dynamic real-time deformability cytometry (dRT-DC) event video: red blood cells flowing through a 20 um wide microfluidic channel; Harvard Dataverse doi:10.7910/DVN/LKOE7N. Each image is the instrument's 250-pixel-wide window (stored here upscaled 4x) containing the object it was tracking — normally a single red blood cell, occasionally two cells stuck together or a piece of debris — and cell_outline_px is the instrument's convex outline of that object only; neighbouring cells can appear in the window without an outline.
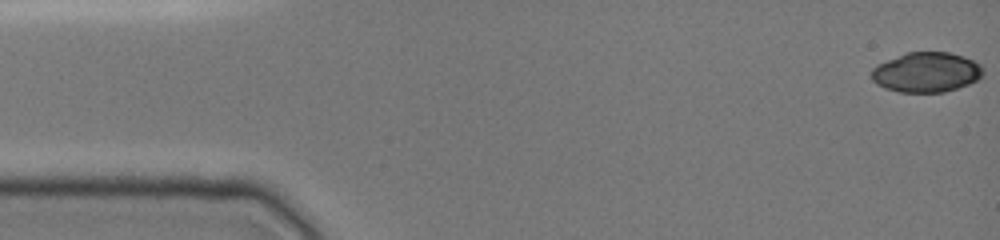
{"species": "common noctule bat (a hibernating species)", "species_latin": "Nyctalus noctula", "temperature_condition": "cold", "stored_images_in_passage": 48, "camera_frame_rate_fps": 3000, "um_per_image_px": 0.085, "animal": {"sex": "female", "body_mass_g": 19.0, "forearm_length_mm": 51.5}, "frame": {"image": 1, "passage_image": 1, "time_ms": 0.0, "image_size_px": [1000, 240], "cell_outline_px": [[984, 72], [976, 80], [968, 84], [944, 92], [900, 92], [884, 88], [876, 84], [872, 80], [872, 68], [876, 64], [908, 52], [948, 52], [964, 56], [980, 64], [984, 68]], "centroid_in_image_um": [78.73, 6.14], "position_along_channel_um": 6.3, "area_um2": 25.95}}
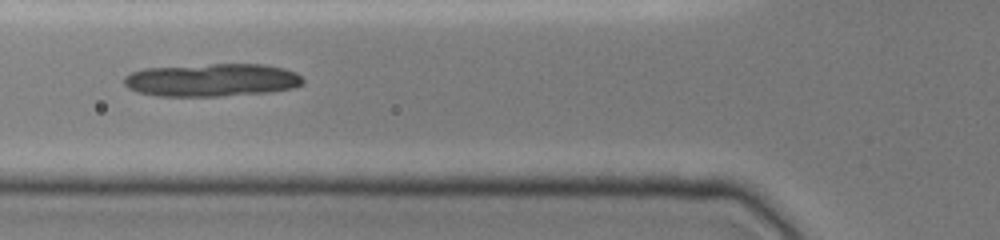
{"frame": {"image": 2, "passage_image": 18, "time_ms": 5.667, "image_size_px": [1000, 240], "cell_outline_px": [[304, 80], [300, 84], [292, 88], [268, 92], [220, 96], [156, 96], [136, 92], [128, 88], [124, 84], [124, 76], [132, 72], [144, 68], [212, 64], [264, 64], [284, 68], [296, 72]], "centroid_in_image_um": [17.98, 6.8], "position_along_channel_um": 107.8, "area_um2": 34.39}}
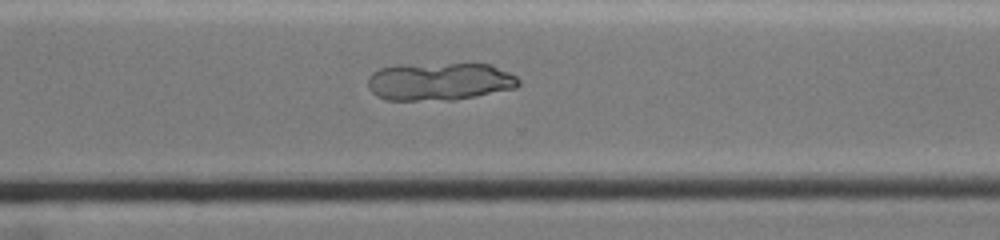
{"frame": {"image": 3, "passage_image": 35, "time_ms": 11.333, "image_size_px": [1000, 240], "cell_outline_px": [[520, 84], [516, 88], [476, 96], [452, 100], [388, 100], [376, 96], [368, 88], [368, 76], [372, 72], [380, 68], [396, 64], [492, 64], [516, 76], [520, 80]], "centroid_in_image_um": [37.34, 6.92], "position_along_channel_um": 333.3, "area_um2": 33.52}}